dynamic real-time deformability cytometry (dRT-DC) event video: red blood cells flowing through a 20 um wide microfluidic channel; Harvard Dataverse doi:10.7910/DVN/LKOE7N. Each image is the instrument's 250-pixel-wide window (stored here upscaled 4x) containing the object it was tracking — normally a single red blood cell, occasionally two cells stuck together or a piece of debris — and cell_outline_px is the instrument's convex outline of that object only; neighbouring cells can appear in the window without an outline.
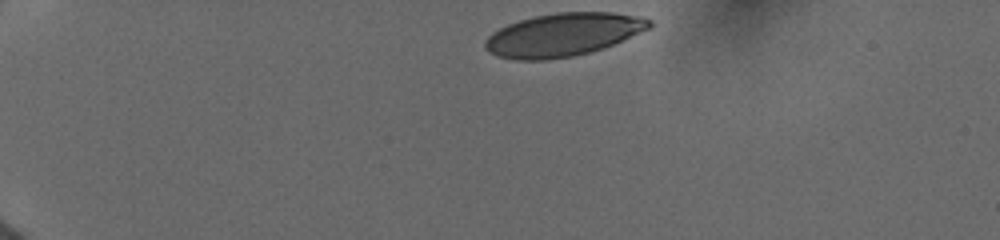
{"species": "human", "species_latin": "Homo sapiens", "temperature_condition": "cold", "stored_images_in_passage": 49, "camera_frame_rate_fps": 3000, "um_per_image_px": 0.085, "donor": {"sex": "female"}, "frame": {"image": 1, "passage_image": 1, "time_ms": 0.0, "image_size_px": [1000, 240], "cell_outline_px": [[652, 28], [604, 48], [572, 56], [548, 60], [516, 60], [496, 56], [488, 52], [484, 48], [484, 40], [492, 32], [508, 24], [520, 20], [536, 16], [556, 12], [612, 12], [652, 20]], "centroid_in_image_um": [47.83, 2.96], "position_along_channel_um": 37.2, "area_um2": 41.27}}
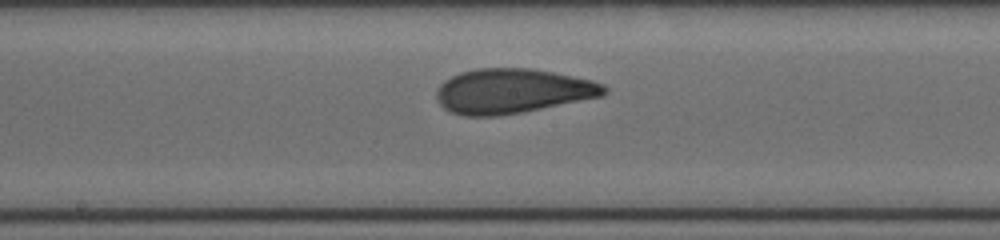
{"frame": {"image": 2, "passage_image": 29, "time_ms": 6.333, "image_size_px": [1000, 240], "cell_outline_px": [[608, 92], [600, 96], [524, 112], [500, 116], [464, 116], [448, 112], [436, 100], [436, 88], [444, 80], [460, 72], [476, 68], [532, 68], [592, 80], [604, 84], [608, 88]], "centroid_in_image_um": [43.51, 7.74], "position_along_channel_um": 204.7, "area_um2": 43.93}}
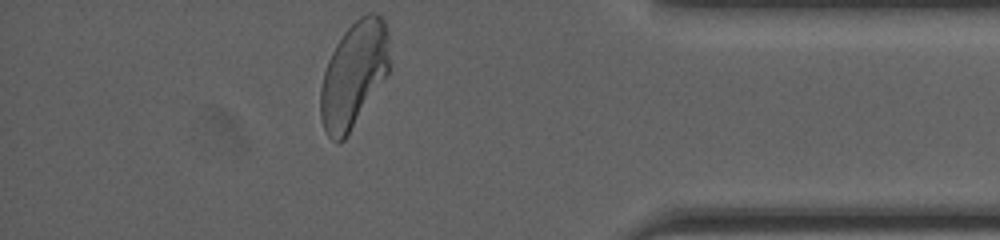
{"frame": {"image": 3, "passage_image": 49, "time_ms": 12.0, "image_size_px": [1000, 240], "cell_outline_px": [[388, 72], [344, 140], [340, 144], [336, 144], [328, 136], [324, 128], [320, 116], [320, 88], [324, 72], [328, 60], [336, 44], [344, 32], [360, 16], [368, 12], [376, 12], [384, 20], [388, 32]], "centroid_in_image_um": [30.04, 6.34], "position_along_channel_um": 405.2, "area_um2": 42.02}, "authors_computed_cell_mechanics": {"area_um2": 42.8876, "velocity_mm_per_s": 3.9321, "shape_relaxation_time_tau1_ms": 3.5823, "shape_relaxation_time_tau2_ms": 0.9024, "deformation_change_tau1": 0.1635, "deformation_change_tau2": 0.0764}}